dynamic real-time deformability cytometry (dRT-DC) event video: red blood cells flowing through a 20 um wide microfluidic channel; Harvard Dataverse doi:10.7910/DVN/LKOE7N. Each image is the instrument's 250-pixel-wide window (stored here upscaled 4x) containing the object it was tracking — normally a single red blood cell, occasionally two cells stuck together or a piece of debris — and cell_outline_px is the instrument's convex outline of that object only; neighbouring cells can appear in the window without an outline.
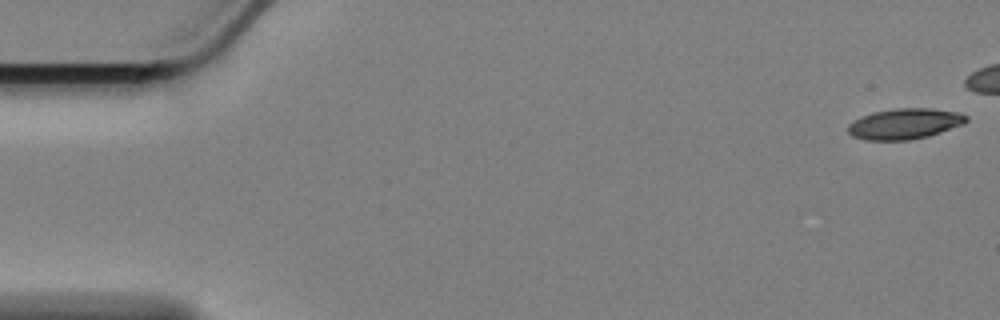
{"species": "Egyptian fruit bat (a non-hibernating species)", "species_latin": "Rousettus aegyptiacus", "temperature_condition": "cold", "stored_images_in_passage": 48, "camera_frame_rate_fps": 3000, "um_per_image_px": 0.085, "animal": {"sex": "female"}, "frame": {"image": 1, "passage_image": 1, "time_ms": 0.0, "image_size_px": [1000, 320], "cell_outline_px": [[968, 120], [964, 124], [928, 136], [908, 140], [868, 140], [852, 136], [848, 132], [848, 124], [852, 120], [860, 116], [872, 112], [896, 108], [932, 108], [960, 112], [968, 116]], "centroid_in_image_um": [76.89, 10.51], "position_along_channel_um": 8.1, "area_um2": 21.33}}
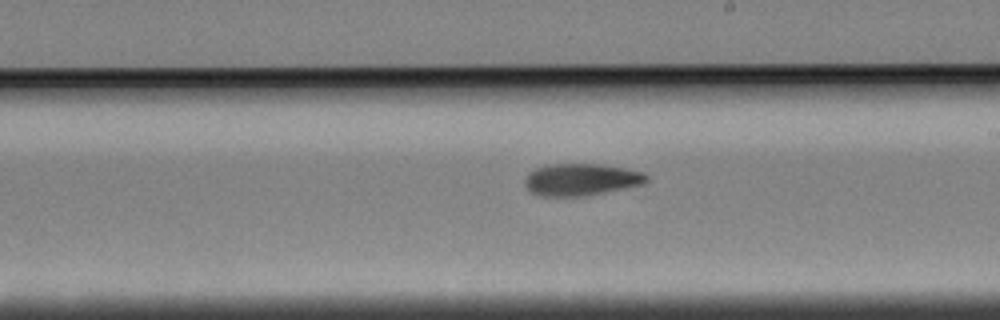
{"frame": {"image": 2, "passage_image": 33, "time_ms": 10.667, "image_size_px": [1000, 320], "cell_outline_px": [[648, 180], [644, 184], [584, 196], [540, 196], [532, 192], [524, 184], [524, 180], [528, 172], [536, 168], [548, 164], [600, 164], [624, 168], [644, 172], [648, 176]], "centroid_in_image_um": [49.39, 15.25], "position_along_channel_um": 239.6, "area_um2": 22.72}}
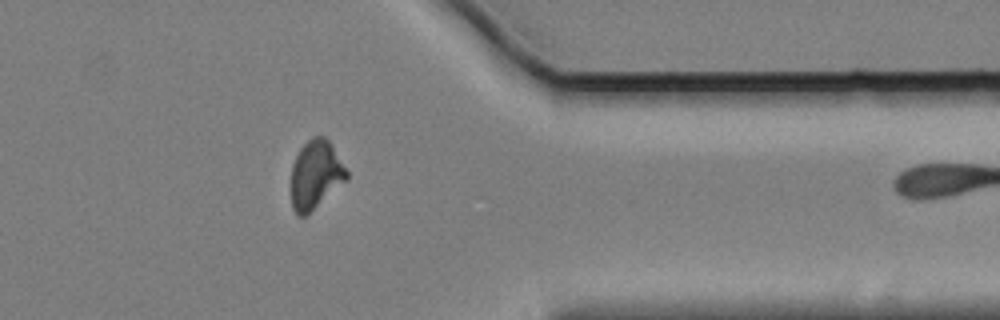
{"frame": {"image": 3, "passage_image": 47, "time_ms": 15.333, "image_size_px": [1000, 320], "cell_outline_px": [[348, 180], [304, 216], [300, 216], [292, 208], [292, 164], [300, 148], [312, 136], [324, 136], [332, 144], [348, 172]], "centroid_in_image_um": [26.85, 14.82], "position_along_channel_um": 384.6, "area_um2": 21.96}}